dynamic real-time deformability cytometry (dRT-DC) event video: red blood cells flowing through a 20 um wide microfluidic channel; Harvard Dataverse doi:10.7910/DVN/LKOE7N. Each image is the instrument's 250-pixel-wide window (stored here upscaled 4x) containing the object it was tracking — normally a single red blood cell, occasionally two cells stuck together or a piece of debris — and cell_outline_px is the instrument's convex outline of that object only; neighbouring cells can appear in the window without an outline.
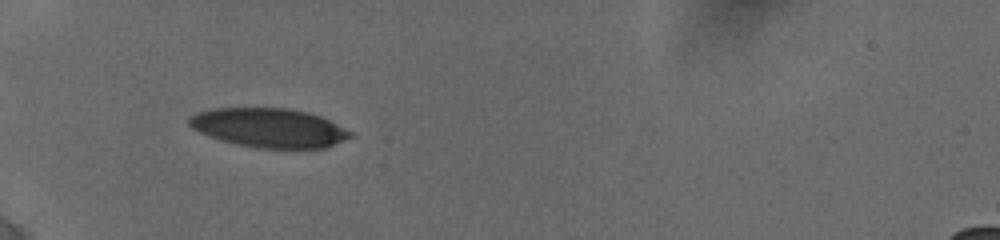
{"species": "human", "species_latin": "Homo sapiens", "temperature_condition": "cold", "stored_images_in_passage": 38, "camera_frame_rate_fps": 3000, "um_per_image_px": 0.085, "donor": {"sex": "female"}, "frame": {"image": 1, "passage_image": 37, "time_ms": 7.333, "image_size_px": [1000, 240], "cell_outline_px": [[352, 136], [324, 148], [256, 148], [220, 140], [200, 132], [192, 128], [188, 124], [188, 116], [196, 112], [212, 108], [288, 108], [308, 112], [320, 116], [352, 132]], "centroid_in_image_um": [22.82, 10.85], "position_along_channel_um": 62.2, "area_um2": 36.65}}